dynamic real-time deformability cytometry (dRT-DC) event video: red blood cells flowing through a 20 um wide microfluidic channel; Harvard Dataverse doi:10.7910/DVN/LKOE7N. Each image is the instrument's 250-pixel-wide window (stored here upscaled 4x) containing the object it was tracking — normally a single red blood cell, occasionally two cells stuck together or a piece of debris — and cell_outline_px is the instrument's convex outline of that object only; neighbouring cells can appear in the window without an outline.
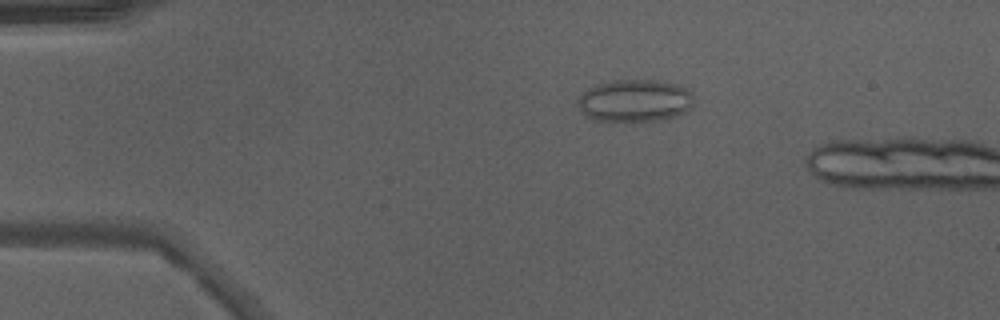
{"species": "Egyptian fruit bat (a non-hibernating species)", "species_latin": "Rousettus aegyptiacus", "temperature_condition": "warm", "stored_images_in_passage": 13, "camera_frame_rate_fps": 3000, "um_per_image_px": 0.085, "animal": {"sex": "male"}, "frame": {"image": 1, "passage_image": 10, "time_ms": 3.0, "image_size_px": [1000, 320], "cell_outline_px": [[692, 108], [688, 112], [680, 116], [664, 120], [632, 124], [596, 120], [584, 116], [576, 100], [588, 88], [596, 84], [612, 80], [656, 80], [676, 84], [688, 88], [692, 92]], "centroid_in_image_um": [53.99, 8.61], "position_along_channel_um": 31.0, "area_um2": 29.88}}